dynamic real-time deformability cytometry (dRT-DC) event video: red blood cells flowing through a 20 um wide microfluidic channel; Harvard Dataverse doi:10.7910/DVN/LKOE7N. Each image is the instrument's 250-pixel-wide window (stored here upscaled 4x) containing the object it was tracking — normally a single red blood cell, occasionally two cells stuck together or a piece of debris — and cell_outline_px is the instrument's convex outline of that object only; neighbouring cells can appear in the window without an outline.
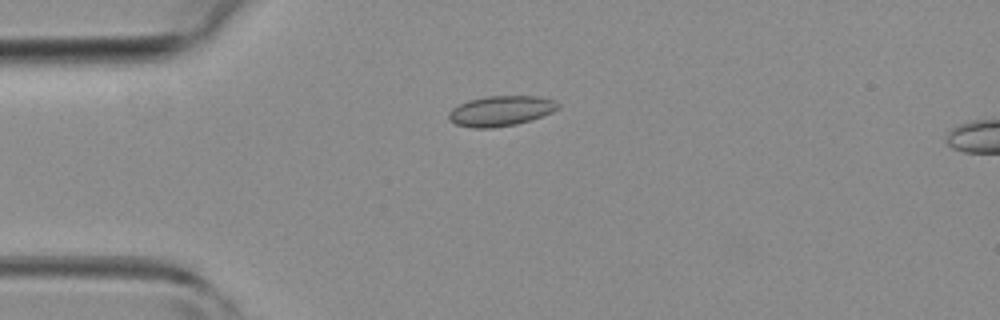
{"species": "common noctule bat (a hibernating species)", "species_latin": "Nyctalus noctula", "temperature_condition": "room temperature", "stored_images_in_passage": 4, "camera_frame_rate_fps": 3000, "um_per_image_px": 0.085, "animal": {"sex": "female", "body_mass_g": 19.3, "forearm_length_mm": 54.1}, "frame": {"image": 1, "passage_image": 2, "time_ms": 1.0, "image_size_px": [1000, 320], "cell_outline_px": [[560, 108], [552, 112], [516, 124], [492, 128], [472, 128], [456, 124], [448, 120], [448, 112], [452, 108], [468, 100], [488, 96], [540, 96], [552, 100], [560, 104]], "centroid_in_image_um": [42.54, 9.42], "position_along_channel_um": 42.5, "area_um2": 19.19}}